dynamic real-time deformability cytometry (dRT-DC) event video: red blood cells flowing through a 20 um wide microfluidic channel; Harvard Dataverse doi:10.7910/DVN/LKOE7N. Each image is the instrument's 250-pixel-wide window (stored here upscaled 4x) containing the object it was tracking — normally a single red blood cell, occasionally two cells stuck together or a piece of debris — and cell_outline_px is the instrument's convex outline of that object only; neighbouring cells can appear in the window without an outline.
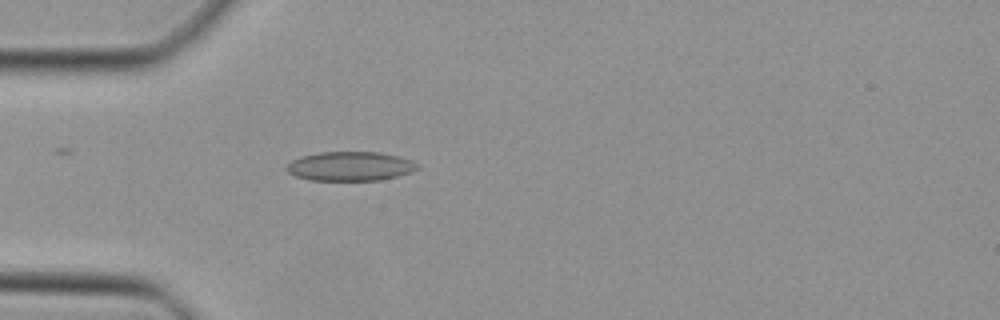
{"species": "Egyptian fruit bat (a non-hibernating species)", "species_latin": "Rousettus aegyptiacus", "temperature_condition": "cold", "stored_images_in_passage": 29, "camera_frame_rate_fps": 3000, "um_per_image_px": 0.085, "animal": {"sex": "female"}, "frame": {"image": 1, "passage_image": 2, "time_ms": 0.333, "image_size_px": [1000, 320], "cell_outline_px": [[420, 168], [412, 172], [380, 180], [308, 180], [296, 176], [288, 172], [284, 168], [292, 160], [300, 156], [320, 152], [380, 152], [396, 156], [420, 164]], "centroid_in_image_um": [29.75, 14.13], "position_along_channel_um": 55.3, "area_um2": 22.25}}
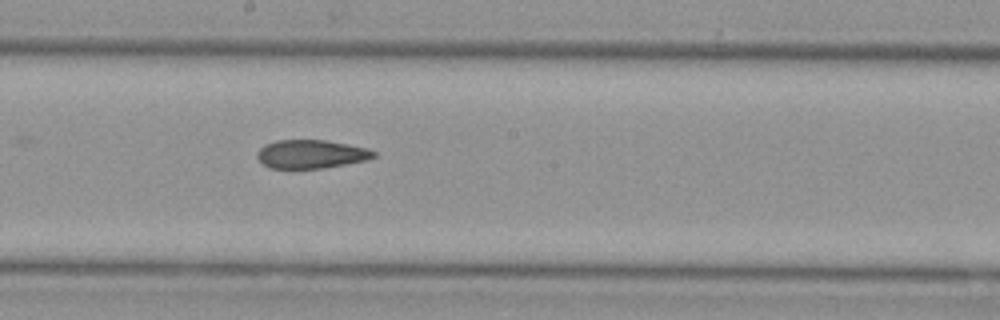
{"frame": {"image": 2, "passage_image": 14, "time_ms": 4.333, "image_size_px": [1000, 320], "cell_outline_px": [[376, 156], [368, 160], [324, 168], [268, 168], [256, 156], [256, 152], [264, 144], [276, 140], [324, 140], [348, 144], [368, 148], [376, 152]], "centroid_in_image_um": [26.45, 13.09], "position_along_channel_um": 221.8, "area_um2": 19.48}}
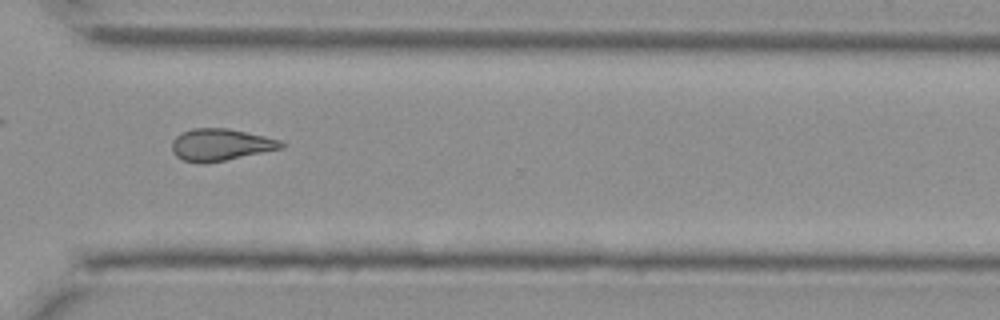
{"frame": {"image": 3, "passage_image": 23, "time_ms": 7.333, "image_size_px": [1000, 320], "cell_outline_px": [[284, 148], [204, 164], [200, 164], [184, 160], [176, 156], [172, 152], [172, 140], [176, 136], [192, 128], [228, 128], [264, 136], [280, 140], [284, 144]], "centroid_in_image_um": [18.73, 12.3], "position_along_channel_um": 351.9, "area_um2": 20.29}}